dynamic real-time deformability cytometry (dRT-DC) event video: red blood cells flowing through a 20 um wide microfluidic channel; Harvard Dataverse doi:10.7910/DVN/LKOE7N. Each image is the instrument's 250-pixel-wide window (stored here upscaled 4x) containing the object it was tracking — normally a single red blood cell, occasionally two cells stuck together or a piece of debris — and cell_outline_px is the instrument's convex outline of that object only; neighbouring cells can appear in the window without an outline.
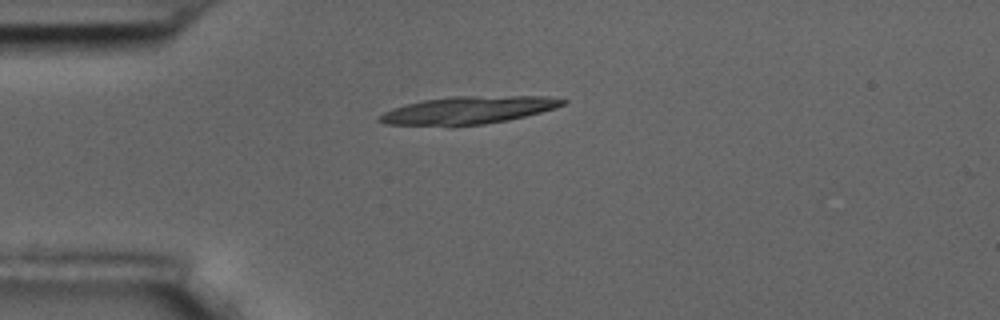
{"species": "common noctule bat (a hibernating species)", "species_latin": "Nyctalus noctula", "temperature_condition": "room temperature", "stored_images_in_passage": 4, "camera_frame_rate_fps": 3000, "um_per_image_px": 0.085, "animal": {"sex": "male", "body_mass_g": 17.5, "forearm_length_mm": 52.3}, "frame": {"image": 1, "passage_image": 1, "time_ms": 0.0, "image_size_px": [1000, 320], "cell_outline_px": [[568, 100], [564, 104], [556, 108], [508, 120], [484, 124], [452, 128], [448, 128], [384, 124], [376, 120], [384, 112], [392, 108], [404, 104], [424, 100], [452, 96], [548, 96]], "centroid_in_image_um": [39.72, 9.4], "position_along_channel_um": 45.3, "area_um2": 30.35}}